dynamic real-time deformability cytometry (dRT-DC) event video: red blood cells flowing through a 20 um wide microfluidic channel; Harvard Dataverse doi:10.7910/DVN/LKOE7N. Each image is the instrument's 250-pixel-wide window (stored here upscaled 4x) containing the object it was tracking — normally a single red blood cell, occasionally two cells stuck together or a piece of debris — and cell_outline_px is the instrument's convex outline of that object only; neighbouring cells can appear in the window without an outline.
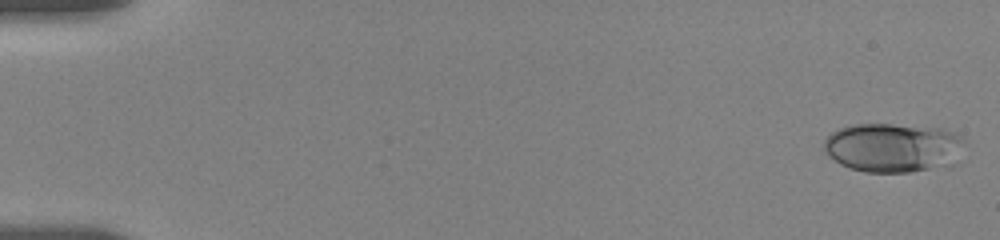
{"species": "human", "species_latin": "Homo sapiens", "temperature_condition": "room temperature", "stored_images_in_passage": 46, "camera_frame_rate_fps": 3000, "um_per_image_px": 0.085, "donor": {"sex": "female"}, "frame": {"image": 1, "passage_image": 1, "time_ms": 0.0, "image_size_px": [1000, 240], "cell_outline_px": [[964, 140], [952, 168], [912, 172], [864, 172], [848, 168], [840, 164], [824, 148], [824, 140], [832, 132], [840, 128], [856, 124], [892, 124], [940, 128], [956, 132]], "centroid_in_image_um": [75.97, 12.57], "position_along_channel_um": 9.0, "area_um2": 40.63}}
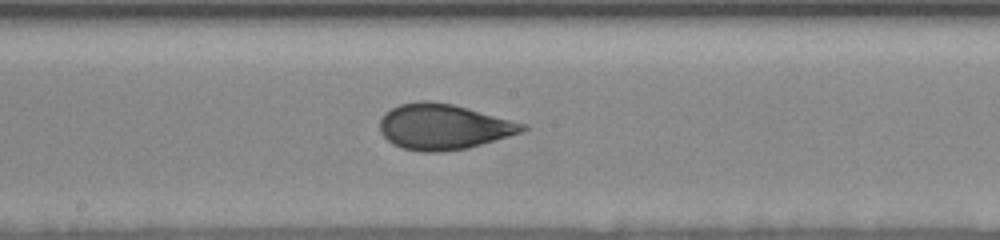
{"frame": {"image": 2, "passage_image": 23, "time_ms": 9.667, "image_size_px": [1000, 240], "cell_outline_px": [[528, 128], [520, 132], [508, 136], [468, 148], [440, 152], [420, 152], [400, 148], [392, 144], [380, 132], [380, 120], [384, 112], [400, 104], [424, 100], [428, 100], [452, 104], [524, 124]], "centroid_in_image_um": [37.62, 10.78], "position_along_channel_um": 210.6, "area_um2": 37.51}}
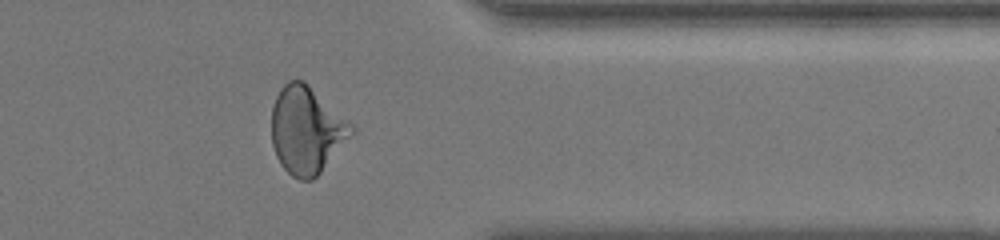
{"frame": {"image": 3, "passage_image": 40, "time_ms": 14.667, "image_size_px": [1000, 240], "cell_outline_px": [[356, 132], [320, 172], [312, 180], [300, 180], [292, 176], [280, 164], [276, 156], [272, 144], [272, 108], [276, 96], [280, 88], [288, 80], [304, 80], [352, 124], [356, 128]], "centroid_in_image_um": [26.06, 11.06], "position_along_channel_um": 385.3, "area_um2": 40.58}, "authors_computed_cell_mechanics": {"area_um2": 37.4544, "velocity_mm_per_s": 3.6496, "shape_relaxation_time_tau1_ms": 5.4399, "shape_relaxation_time_tau2_ms": 0.8865, "deformation_change_tau1": 0.1315, "deformation_change_tau2": 0.0559}}